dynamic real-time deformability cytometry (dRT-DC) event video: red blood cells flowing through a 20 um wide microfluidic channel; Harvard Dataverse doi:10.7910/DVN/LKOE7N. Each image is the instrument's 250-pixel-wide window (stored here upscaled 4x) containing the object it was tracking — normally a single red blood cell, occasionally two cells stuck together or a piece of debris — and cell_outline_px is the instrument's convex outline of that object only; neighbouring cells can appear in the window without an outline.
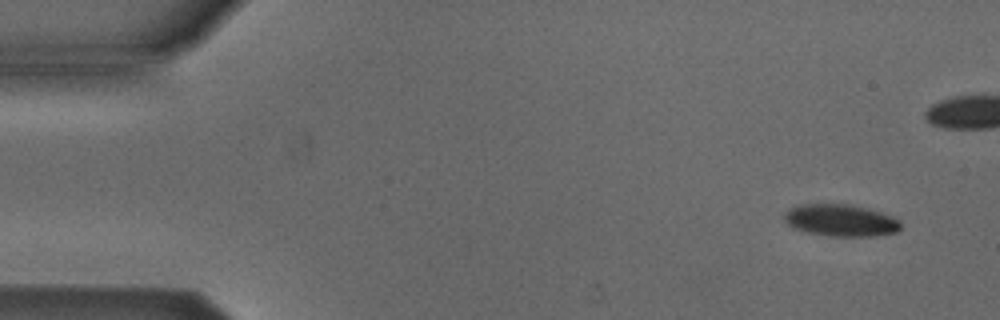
{"species": "Egyptian fruit bat (a non-hibernating species)", "species_latin": "Rousettus aegyptiacus", "temperature_condition": "cold", "stored_images_in_passage": 51, "camera_frame_rate_fps": 3000, "um_per_image_px": 0.085, "animal": {"sex": "male"}, "frame": {"image": 1, "passage_image": 1, "time_ms": 0.0, "image_size_px": [1000, 320], "cell_outline_px": [[900, 228], [896, 232], [876, 236], [832, 236], [808, 232], [796, 228], [788, 224], [784, 220], [784, 216], [788, 208], [800, 204], [848, 204], [868, 208], [892, 216], [900, 220]], "centroid_in_image_um": [71.47, 18.72], "position_along_channel_um": 13.5, "area_um2": 21.62}}
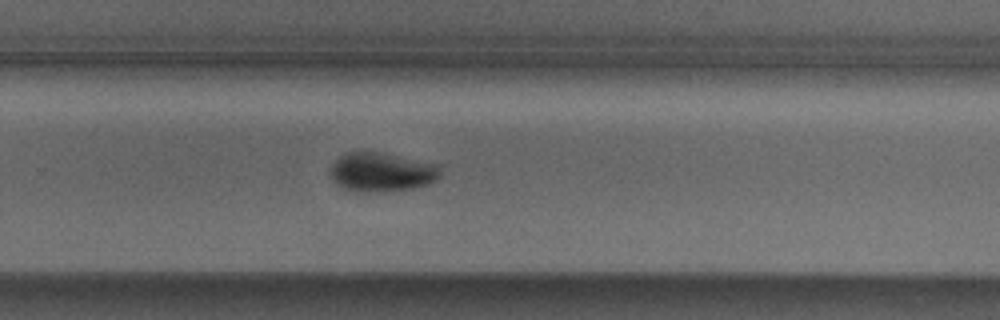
{"frame": {"image": 2, "passage_image": 32, "time_ms": 10.333, "image_size_px": [1000, 320], "cell_outline_px": [[440, 176], [436, 180], [428, 184], [412, 188], [364, 192], [360, 192], [340, 188], [332, 180], [332, 164], [344, 152], [356, 148], [380, 152], [436, 164], [440, 172]], "centroid_in_image_um": [32.37, 14.59], "position_along_channel_um": 297.4, "area_um2": 25.2}}
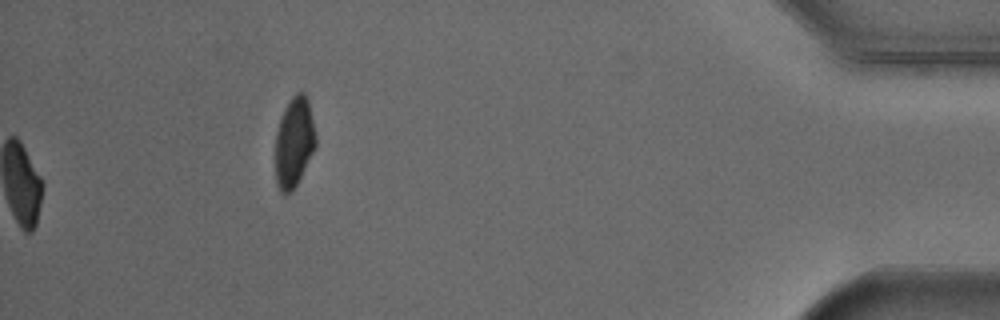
{"frame": {"image": 3, "passage_image": 51, "time_ms": 16.667, "image_size_px": [1000, 320], "cell_outline_px": [[316, 144], [292, 192], [280, 192], [276, 180], [276, 132], [284, 108], [292, 96], [296, 92], [304, 92], [308, 100], [316, 136]], "centroid_in_image_um": [24.99, 12.04], "position_along_channel_um": 410.2, "area_um2": 20.69}, "authors_computed_cell_mechanics": {"area_um2": 23.6402, "velocity_mm_per_s": 3.8536, "shape_relaxation_time_tau1_ms": 4.3638, "shape_relaxation_time_tau2_ms": null, "deformation_change_tau1": 0.115, "deformation_change_tau2": null}}